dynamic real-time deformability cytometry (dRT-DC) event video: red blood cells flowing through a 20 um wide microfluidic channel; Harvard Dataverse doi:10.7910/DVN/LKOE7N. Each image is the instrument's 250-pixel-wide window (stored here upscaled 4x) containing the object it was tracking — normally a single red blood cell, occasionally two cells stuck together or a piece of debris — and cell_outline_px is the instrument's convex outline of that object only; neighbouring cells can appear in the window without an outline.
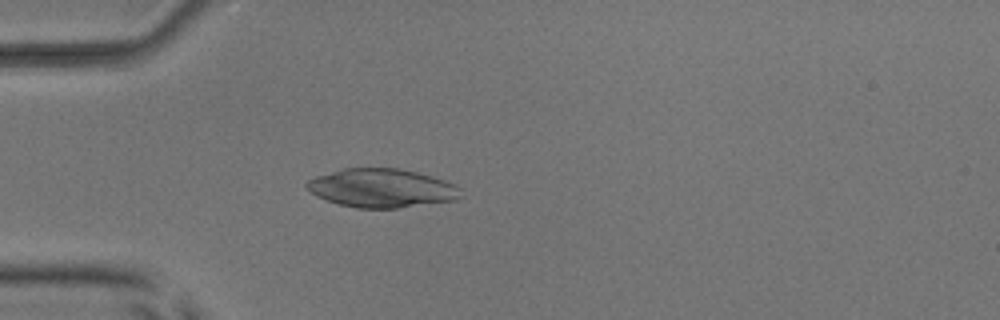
{"species": "common noctule bat (a hibernating species)", "species_latin": "Nyctalus noctula", "temperature_condition": "room temperature", "stored_images_in_passage": 31, "camera_frame_rate_fps": 3000, "um_per_image_px": 0.085, "animal": {"sex": "male", "body_mass_g": 17.9, "forearm_length_mm": 54.2}, "frame": {"image": 1, "passage_image": 14, "time_ms": 4.333, "image_size_px": [1000, 320], "cell_outline_px": [[464, 196], [456, 200], [396, 208], [356, 208], [340, 204], [316, 196], [304, 188], [304, 184], [308, 180], [316, 176], [344, 168], [400, 168], [432, 176], [444, 180], [460, 188]], "centroid_in_image_um": [32.44, 15.99], "position_along_channel_um": 52.6, "area_um2": 34.8}}
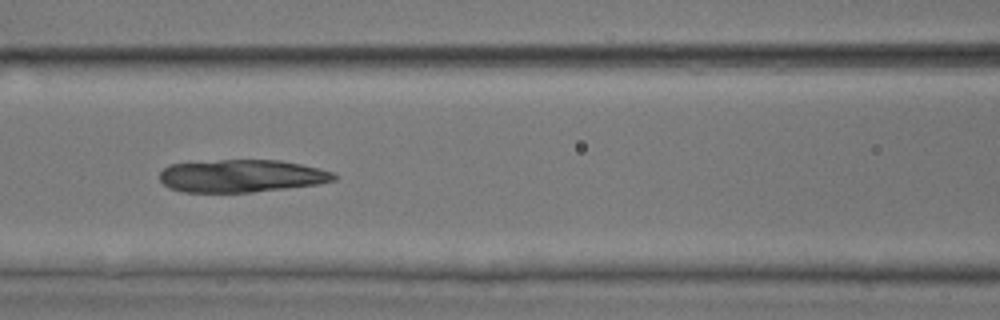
{"frame": {"image": 2, "passage_image": 22, "time_ms": 7.0, "image_size_px": [1000, 320], "cell_outline_px": [[336, 180], [316, 184], [252, 192], [180, 192], [168, 188], [160, 180], [160, 172], [168, 164], [220, 160], [280, 160], [320, 168], [332, 172], [336, 176]], "centroid_in_image_um": [20.48, 14.95], "position_along_channel_um": 146.1, "area_um2": 33.12}}
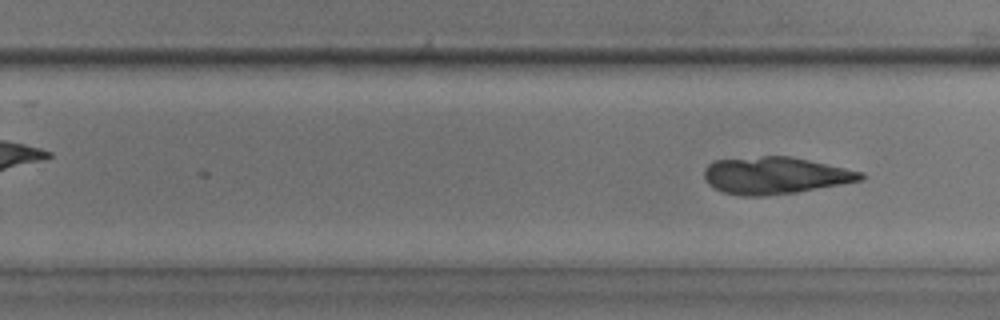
{"frame": {"image": 3, "passage_image": 31, "time_ms": 10.0, "image_size_px": [1000, 320], "cell_outline_px": [[864, 180], [796, 192], [764, 196], [740, 196], [724, 192], [708, 184], [704, 176], [704, 168], [712, 160], [764, 156], [788, 156], [808, 160], [864, 172]], "centroid_in_image_um": [65.86, 14.91], "position_along_channel_um": 263.9, "area_um2": 33.7}}